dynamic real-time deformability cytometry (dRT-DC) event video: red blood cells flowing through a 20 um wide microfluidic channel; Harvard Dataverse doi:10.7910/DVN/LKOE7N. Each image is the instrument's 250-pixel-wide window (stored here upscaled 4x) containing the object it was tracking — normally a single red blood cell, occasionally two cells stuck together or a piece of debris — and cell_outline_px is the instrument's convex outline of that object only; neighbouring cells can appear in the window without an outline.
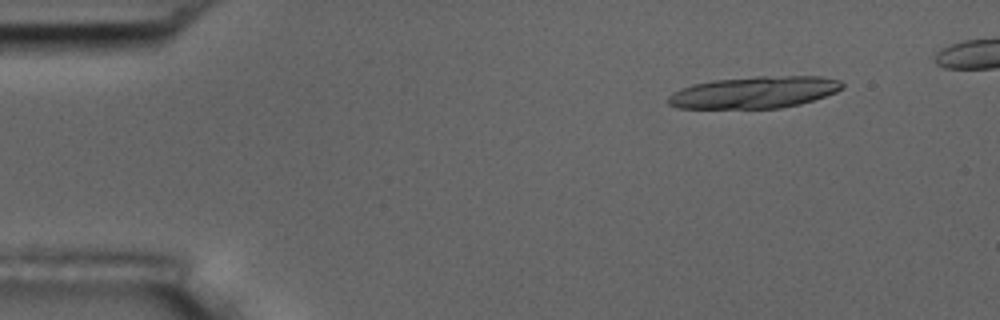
{"species": "common noctule bat (a hibernating species)", "species_latin": "Nyctalus noctula", "temperature_condition": "room temperature", "stored_images_in_passage": 5, "camera_frame_rate_fps": 3000, "um_per_image_px": 0.085, "animal": {"sex": "male", "body_mass_g": 17.5, "forearm_length_mm": 52.3}, "frame": {"image": 1, "passage_image": 2, "time_ms": 1.0, "image_size_px": [1000, 320], "cell_outline_px": [[844, 88], [836, 92], [800, 104], [780, 108], [676, 108], [668, 104], [668, 96], [672, 92], [680, 88], [692, 84], [712, 80], [756, 76], [820, 76], [840, 80], [844, 84]], "centroid_in_image_um": [64.1, 7.84], "position_along_channel_um": 20.9, "area_um2": 32.48}}